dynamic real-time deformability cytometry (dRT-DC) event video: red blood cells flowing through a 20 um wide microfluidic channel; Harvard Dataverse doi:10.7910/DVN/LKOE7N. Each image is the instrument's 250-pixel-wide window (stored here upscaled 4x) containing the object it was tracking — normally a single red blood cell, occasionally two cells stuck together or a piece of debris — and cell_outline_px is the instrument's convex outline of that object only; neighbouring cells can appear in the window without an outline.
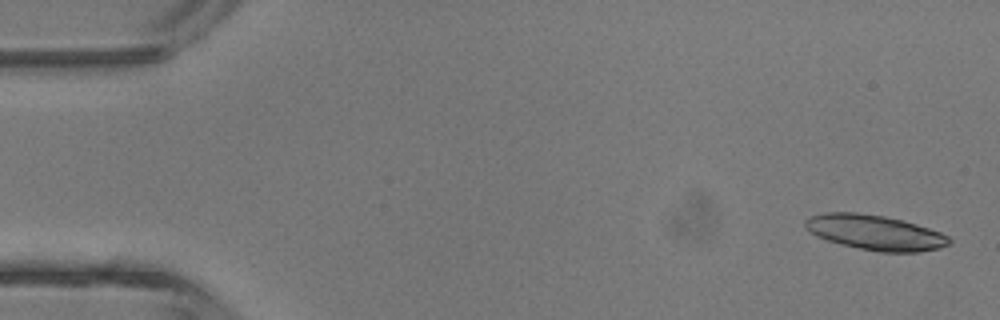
{"species": "common noctule bat (a hibernating species)", "species_latin": "Nyctalus noctula", "temperature_condition": "room temperature", "stored_images_in_passage": 5, "camera_frame_rate_fps": 3000, "um_per_image_px": 0.085, "animal": {"sex": "male", "body_mass_g": 13.3}, "frame": {"image": 1, "passage_image": 1, "time_ms": 0.0, "image_size_px": [1000, 320], "cell_outline_px": [[952, 240], [948, 244], [940, 248], [916, 252], [880, 252], [860, 248], [828, 240], [816, 236], [804, 224], [804, 220], [812, 216], [824, 212], [856, 212], [884, 216], [904, 220], [940, 232], [948, 236]], "centroid_in_image_um": [74.4, 19.75], "position_along_channel_um": 10.6, "area_um2": 29.07}}
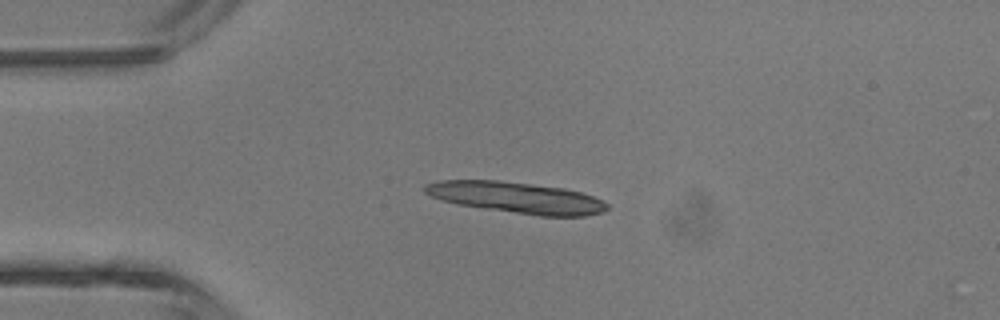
{"frame": {"image": 2, "passage_image": 3, "time_ms": 3.0, "image_size_px": [1000, 320], "cell_outline_px": [[608, 208], [604, 212], [584, 216], [540, 216], [456, 204], [432, 196], [424, 192], [424, 184], [440, 180], [496, 180], [532, 184], [564, 188], [580, 192], [604, 200], [608, 204]], "centroid_in_image_um": [43.93, 16.79], "position_along_channel_um": 41.1, "area_um2": 33.0}}
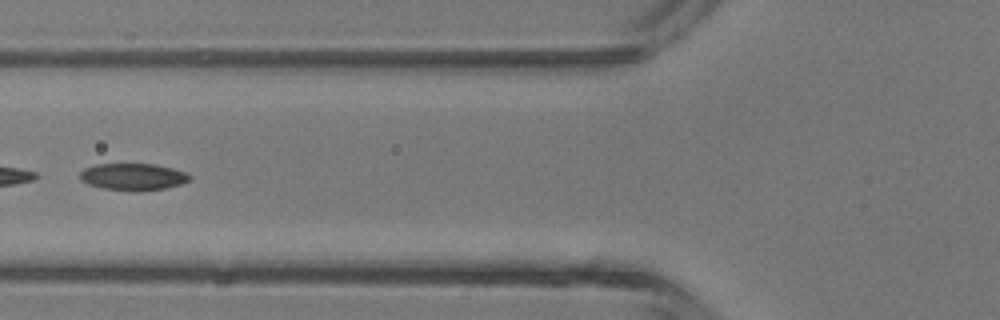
{"frame": {"image": 3, "passage_image": 5, "time_ms": 5.333, "image_size_px": [1000, 320], "cell_outline_px": [[192, 176], [188, 180], [180, 184], [164, 188], [136, 192], [104, 188], [88, 184], [80, 180], [80, 172], [84, 168], [96, 164], [156, 164], [172, 168], [184, 172]], "centroid_in_image_um": [11.28, 15.02], "position_along_channel_um": 114.5, "area_um2": 17.17}}